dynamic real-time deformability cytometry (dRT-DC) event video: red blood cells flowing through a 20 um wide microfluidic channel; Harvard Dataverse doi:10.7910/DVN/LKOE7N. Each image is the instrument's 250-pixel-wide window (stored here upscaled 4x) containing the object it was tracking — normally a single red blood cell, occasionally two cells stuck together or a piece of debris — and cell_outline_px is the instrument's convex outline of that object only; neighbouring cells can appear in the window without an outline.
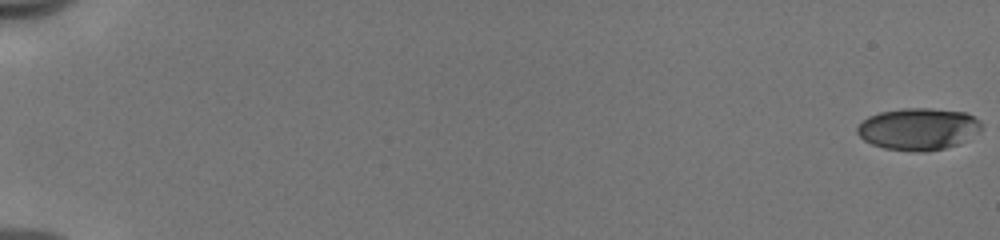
{"species": "human", "species_latin": "Homo sapiens", "temperature_condition": "cold", "stored_images_in_passage": 54, "camera_frame_rate_fps": 3000, "um_per_image_px": 0.085, "donor": {"sex": "male"}, "frame": {"image": 1, "passage_image": 1, "time_ms": 0.0, "image_size_px": [1000, 240], "cell_outline_px": [[980, 128], [960, 144], [944, 148], [924, 152], [916, 152], [884, 148], [872, 144], [864, 140], [856, 132], [856, 128], [868, 116], [880, 112], [904, 108], [928, 108], [964, 112], [980, 120]], "centroid_in_image_um": [78.02, 10.97], "position_along_channel_um": 7.0, "area_um2": 30.11}}
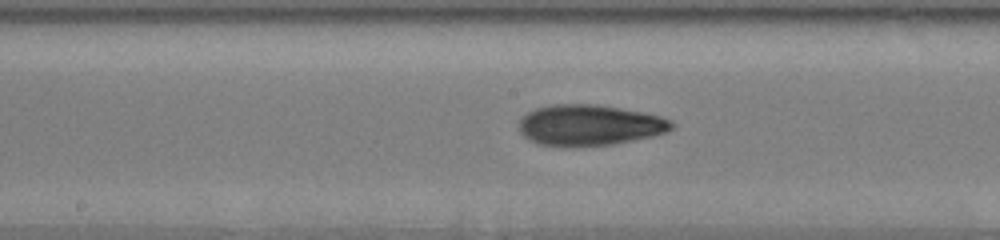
{"frame": {"image": 2, "passage_image": 31, "time_ms": 10.0, "image_size_px": [1000, 240], "cell_outline_px": [[676, 124], [668, 132], [652, 136], [612, 144], [540, 144], [524, 136], [520, 132], [520, 120], [528, 112], [536, 108], [552, 104], [596, 104], [644, 112], [660, 116], [672, 120]], "centroid_in_image_um": [50.18, 10.59], "position_along_channel_um": 198.0, "area_um2": 35.55}}
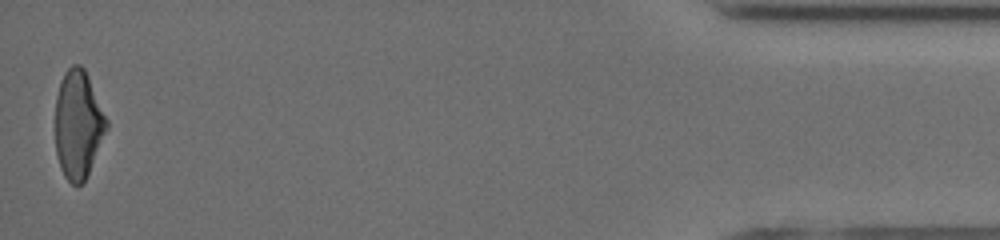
{"frame": {"image": 3, "passage_image": 54, "time_ms": 17.667, "image_size_px": [1000, 240], "cell_outline_px": [[108, 128], [88, 172], [84, 180], [80, 184], [72, 184], [64, 176], [60, 168], [56, 152], [56, 96], [60, 80], [64, 72], [72, 64], [80, 64], [84, 68], [108, 120]], "centroid_in_image_um": [6.64, 10.55], "position_along_channel_um": 428.6, "area_um2": 32.08}, "authors_computed_cell_mechanics": {"area_um2": 33.524, "velocity_mm_per_s": 3.9928, "shape_relaxation_time_tau1_ms": 5.859, "shape_relaxation_time_tau2_ms": 2.6078, "deformation_change_tau1": 0.1942, "deformation_change_tau2": 0.1007}}